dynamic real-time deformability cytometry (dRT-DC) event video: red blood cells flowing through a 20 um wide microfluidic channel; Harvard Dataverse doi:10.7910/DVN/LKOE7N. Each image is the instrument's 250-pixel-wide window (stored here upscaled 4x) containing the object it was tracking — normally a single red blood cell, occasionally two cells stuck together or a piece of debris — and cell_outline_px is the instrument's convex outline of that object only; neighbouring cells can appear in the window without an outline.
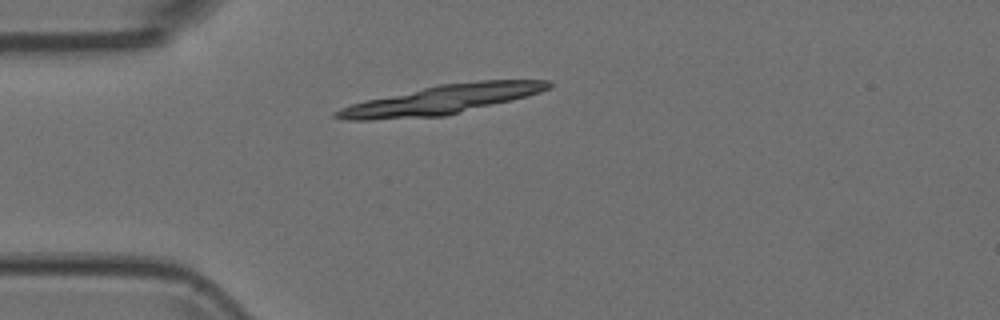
{"species": "Egyptian fruit bat (a non-hibernating species)", "species_latin": "Rousettus aegyptiacus", "temperature_condition": "room temperature", "stored_images_in_passage": 4, "camera_frame_rate_fps": 3000, "um_per_image_px": 0.085, "animal": {"sex": "female"}, "frame": {"image": 1, "passage_image": 3, "time_ms": 0.667, "image_size_px": [1000, 320], "cell_outline_px": [[552, 84], [548, 88], [540, 92], [528, 96], [512, 100], [444, 116], [372, 120], [344, 120], [332, 116], [332, 112], [340, 108], [364, 100], [440, 84], [480, 80], [552, 80]], "centroid_in_image_um": [37.5, 8.47], "position_along_channel_um": 47.5, "area_um2": 35.89}}